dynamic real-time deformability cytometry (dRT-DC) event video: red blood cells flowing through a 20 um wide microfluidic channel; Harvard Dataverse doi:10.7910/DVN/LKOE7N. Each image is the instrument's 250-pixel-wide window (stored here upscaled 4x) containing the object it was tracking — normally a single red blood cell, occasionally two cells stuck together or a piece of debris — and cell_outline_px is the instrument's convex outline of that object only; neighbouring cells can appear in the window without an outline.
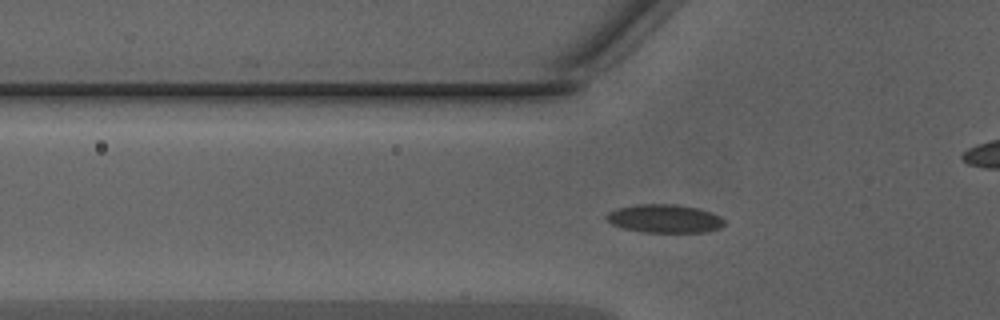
{"species": "Egyptian fruit bat (a non-hibernating species)", "species_latin": "Rousettus aegyptiacus", "temperature_condition": "warm", "stored_images_in_passage": 45, "camera_frame_rate_fps": 3000, "um_per_image_px": 0.085, "animal": {"sex": "male"}, "frame": {"image": 1, "passage_image": 13, "time_ms": 4.0, "image_size_px": [1000, 320], "cell_outline_px": [[724, 224], [720, 228], [704, 232], [640, 232], [624, 228], [612, 224], [604, 216], [608, 212], [616, 208], [636, 204], [676, 204], [696, 208], [720, 216], [724, 220]], "centroid_in_image_um": [56.45, 18.58], "position_along_channel_um": 69.4, "area_um2": 19.42}}
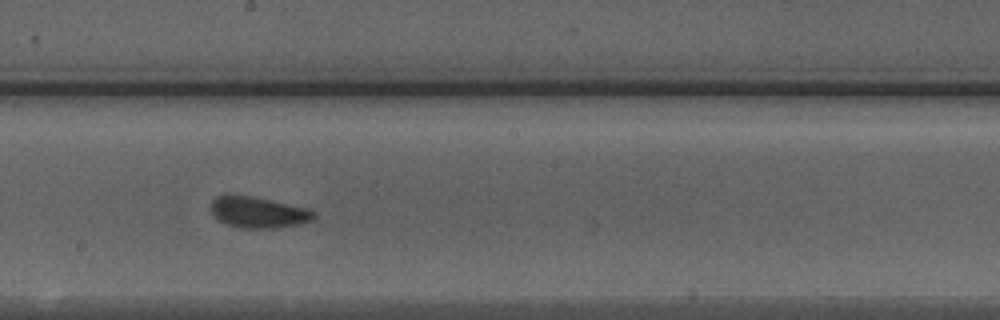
{"frame": {"image": 2, "passage_image": 24, "time_ms": 7.667, "image_size_px": [1000, 320], "cell_outline_px": [[316, 216], [312, 220], [296, 224], [276, 228], [240, 228], [224, 224], [216, 220], [212, 216], [208, 208], [212, 200], [216, 196], [232, 192], [252, 196], [288, 204], [304, 208], [316, 212]], "centroid_in_image_um": [21.8, 18.02], "position_along_channel_um": 226.4, "area_um2": 19.19}}
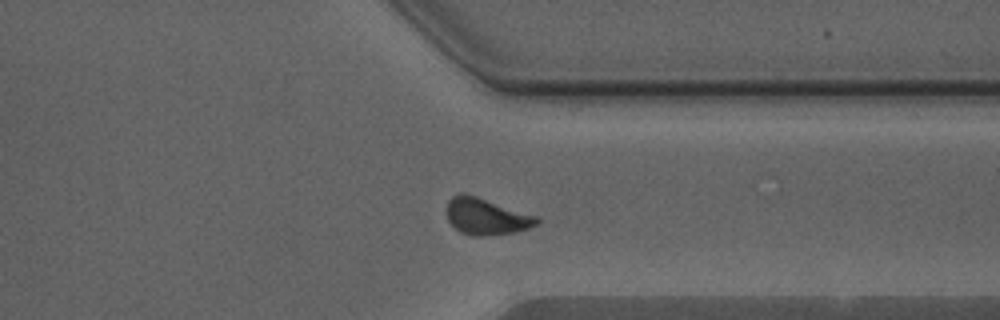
{"frame": {"image": 3, "passage_image": 34, "time_ms": 11.0, "image_size_px": [1000, 320], "cell_outline_px": [[540, 224], [516, 232], [488, 236], [476, 236], [460, 232], [448, 220], [448, 200], [452, 196], [460, 192], [464, 192], [536, 216], [540, 220]], "centroid_in_image_um": [41.34, 18.4], "position_along_channel_um": 370.1, "area_um2": 19.07}, "authors_computed_cell_mechanics": {"area_um2": 18.6694, "velocity_mm_per_s": 4.3158, "shape_relaxation_time_tau1_ms": 4.1422, "shape_relaxation_time_tau2_ms": 1.1818, "deformation_change_tau1": 0.1182, "deformation_change_tau2": 0.0439}}